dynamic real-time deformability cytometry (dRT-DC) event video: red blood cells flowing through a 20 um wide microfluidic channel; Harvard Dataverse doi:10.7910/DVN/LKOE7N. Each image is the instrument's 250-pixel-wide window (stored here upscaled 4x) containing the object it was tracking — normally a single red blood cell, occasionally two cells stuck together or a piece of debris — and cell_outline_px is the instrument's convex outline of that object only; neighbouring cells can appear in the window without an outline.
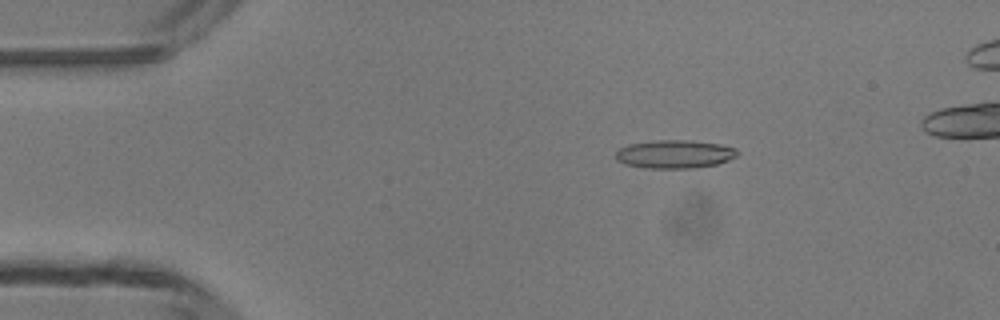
{"species": "common noctule bat (a hibernating species)", "species_latin": "Nyctalus noctula", "temperature_condition": "room temperature", "stored_images_in_passage": 11, "camera_frame_rate_fps": 3000, "um_per_image_px": 0.085, "animal": {"sex": "male", "body_mass_g": 13.3}, "frame": {"image": 1, "passage_image": 8, "time_ms": 2.333, "image_size_px": [1000, 320], "cell_outline_px": [[740, 152], [736, 156], [728, 160], [716, 164], [696, 168], [644, 168], [624, 164], [616, 160], [616, 152], [620, 148], [628, 144], [656, 140], [688, 140], [720, 144], [736, 148]], "centroid_in_image_um": [57.34, 13.1], "position_along_channel_um": 27.7, "area_um2": 20.17}}